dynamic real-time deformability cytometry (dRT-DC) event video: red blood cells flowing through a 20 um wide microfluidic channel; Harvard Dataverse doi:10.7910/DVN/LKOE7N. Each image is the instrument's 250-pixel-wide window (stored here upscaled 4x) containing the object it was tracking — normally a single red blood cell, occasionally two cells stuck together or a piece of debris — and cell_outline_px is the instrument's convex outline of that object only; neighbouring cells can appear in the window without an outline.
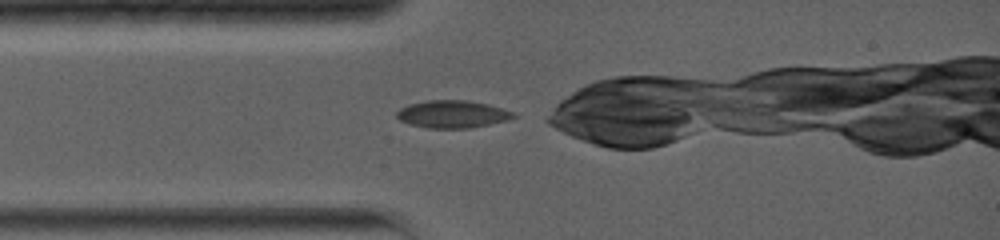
{"species": "common noctule bat (a hibernating species)", "species_latin": "Nyctalus noctula", "temperature_condition": "warm", "stored_images_in_passage": 37, "camera_frame_rate_fps": 5000, "um_per_image_px": 0.085, "animal": {"sex": "female", "body_mass_g": 19.0, "forearm_length_mm": 56.7}, "frame": {"image": 1, "passage_image": 1, "time_ms": 0.0, "image_size_px": [1000, 240], "cell_outline_px": [[516, 116], [508, 120], [468, 128], [428, 128], [412, 124], [400, 120], [396, 116], [396, 112], [400, 108], [408, 104], [428, 100], [468, 100], [488, 104], [512, 112]], "centroid_in_image_um": [38.43, 9.69], "position_along_channel_um": 46.6, "area_um2": 18.5}}
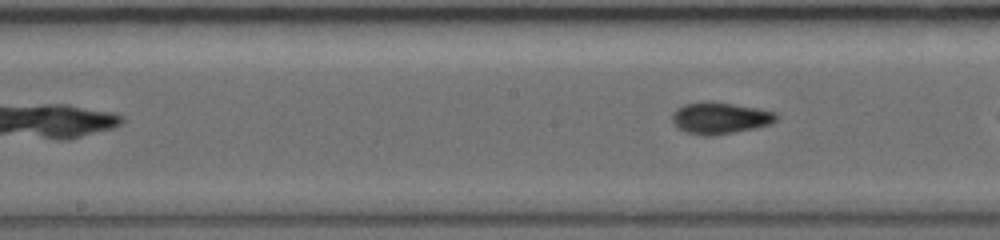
{"frame": {"image": 2, "passage_image": 14, "time_ms": 3.6, "image_size_px": [1000, 240], "cell_outline_px": [[780, 116], [772, 124], [756, 128], [708, 136], [704, 136], [688, 132], [680, 128], [672, 120], [672, 112], [676, 108], [684, 104], [704, 100], [712, 100], [760, 108], [776, 112]], "centroid_in_image_um": [61.24, 9.99], "position_along_channel_um": 187.0, "area_um2": 19.48}}
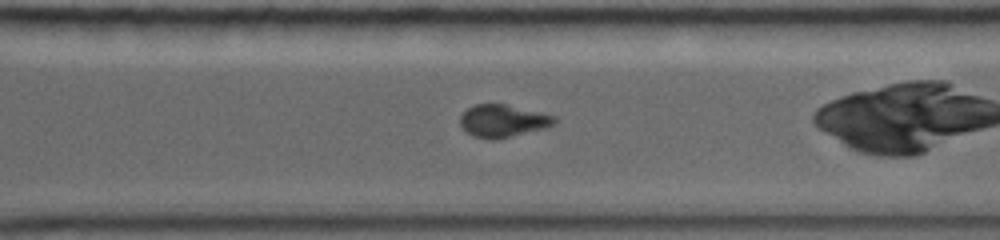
{"frame": {"image": 3, "passage_image": 27, "time_ms": 7.2, "image_size_px": [1000, 240], "cell_outline_px": [[556, 120], [548, 128], [508, 136], [472, 136], [460, 124], [460, 116], [468, 108], [476, 104], [504, 104], [556, 116]], "centroid_in_image_um": [42.77, 10.23], "position_along_channel_um": 327.8, "area_um2": 16.99}, "authors_computed_cell_mechanics": {"area_um2": 18.3226, "velocity_mm_per_s": 3.9187, "shape_relaxation_time_tau1_ms": 6.0409, "shape_relaxation_time_tau2_ms": 7.407, "deformation_change_tau1": 0.1285, "deformation_change_tau2": 0.0704}}